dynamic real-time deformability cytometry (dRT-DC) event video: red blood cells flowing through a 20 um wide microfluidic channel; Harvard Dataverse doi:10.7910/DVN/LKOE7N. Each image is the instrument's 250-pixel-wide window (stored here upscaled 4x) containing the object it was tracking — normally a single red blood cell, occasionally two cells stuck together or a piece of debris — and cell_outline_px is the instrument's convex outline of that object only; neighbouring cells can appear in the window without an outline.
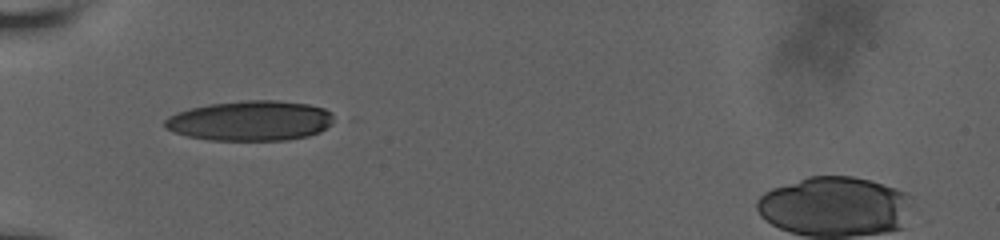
{"species": "human", "species_latin": "Homo sapiens", "temperature_condition": "room temperature", "stored_images_in_passage": 4, "camera_frame_rate_fps": 3000, "um_per_image_px": 0.085, "donor": {"sex": "male"}, "frame": {"image": 1, "passage_image": 1, "time_ms": 0.0, "image_size_px": [1000, 240], "cell_outline_px": [[340, 120], [320, 132], [308, 136], [288, 140], [208, 140], [188, 136], [164, 128], [164, 120], [168, 116], [176, 112], [208, 104], [248, 100], [276, 100], [308, 104], [324, 108], [332, 112]], "centroid_in_image_um": [21.36, 10.26], "position_along_channel_um": 63.6, "area_um2": 39.94}}